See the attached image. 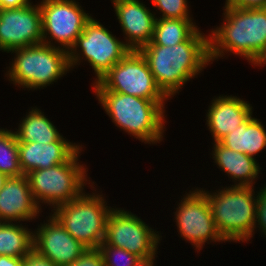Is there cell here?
I'll return each mask as SVG.
<instances>
[{"instance_id": "obj_1", "label": "cell", "mask_w": 266, "mask_h": 266, "mask_svg": "<svg viewBox=\"0 0 266 266\" xmlns=\"http://www.w3.org/2000/svg\"><path fill=\"white\" fill-rule=\"evenodd\" d=\"M139 51L157 86L169 99L179 95L184 84L197 78L211 64L209 34L205 35L200 27L180 44L160 46L150 42Z\"/></svg>"}, {"instance_id": "obj_2", "label": "cell", "mask_w": 266, "mask_h": 266, "mask_svg": "<svg viewBox=\"0 0 266 266\" xmlns=\"http://www.w3.org/2000/svg\"><path fill=\"white\" fill-rule=\"evenodd\" d=\"M222 17L221 25L209 31L211 64L231 53L250 64L266 45V7H223Z\"/></svg>"}, {"instance_id": "obj_3", "label": "cell", "mask_w": 266, "mask_h": 266, "mask_svg": "<svg viewBox=\"0 0 266 266\" xmlns=\"http://www.w3.org/2000/svg\"><path fill=\"white\" fill-rule=\"evenodd\" d=\"M114 125L145 144L157 145L166 131L165 102L112 91H93ZM166 117V118H165Z\"/></svg>"}, {"instance_id": "obj_4", "label": "cell", "mask_w": 266, "mask_h": 266, "mask_svg": "<svg viewBox=\"0 0 266 266\" xmlns=\"http://www.w3.org/2000/svg\"><path fill=\"white\" fill-rule=\"evenodd\" d=\"M208 198L218 233L226 242L248 243L255 234L258 196L254 187L199 188Z\"/></svg>"}, {"instance_id": "obj_5", "label": "cell", "mask_w": 266, "mask_h": 266, "mask_svg": "<svg viewBox=\"0 0 266 266\" xmlns=\"http://www.w3.org/2000/svg\"><path fill=\"white\" fill-rule=\"evenodd\" d=\"M8 53L14 58L5 76L23 90L44 89L71 71L68 51L44 43L13 49Z\"/></svg>"}, {"instance_id": "obj_6", "label": "cell", "mask_w": 266, "mask_h": 266, "mask_svg": "<svg viewBox=\"0 0 266 266\" xmlns=\"http://www.w3.org/2000/svg\"><path fill=\"white\" fill-rule=\"evenodd\" d=\"M83 148L82 145L64 163L26 174L33 199L41 210L42 204L54 209L76 199L86 191L87 184L89 187L94 183L89 179L87 166L79 160Z\"/></svg>"}, {"instance_id": "obj_7", "label": "cell", "mask_w": 266, "mask_h": 266, "mask_svg": "<svg viewBox=\"0 0 266 266\" xmlns=\"http://www.w3.org/2000/svg\"><path fill=\"white\" fill-rule=\"evenodd\" d=\"M95 183L89 186L92 193L84 191L76 199L57 206L49 213L87 248H99L105 237L108 215L113 209V206H108L110 204H107L102 191H96Z\"/></svg>"}, {"instance_id": "obj_8", "label": "cell", "mask_w": 266, "mask_h": 266, "mask_svg": "<svg viewBox=\"0 0 266 266\" xmlns=\"http://www.w3.org/2000/svg\"><path fill=\"white\" fill-rule=\"evenodd\" d=\"M129 52L124 40L114 36L92 16L68 52L70 69L72 71L83 61L89 63L95 74L93 83H96Z\"/></svg>"}, {"instance_id": "obj_9", "label": "cell", "mask_w": 266, "mask_h": 266, "mask_svg": "<svg viewBox=\"0 0 266 266\" xmlns=\"http://www.w3.org/2000/svg\"><path fill=\"white\" fill-rule=\"evenodd\" d=\"M91 84L93 91H112L155 102L170 100L157 86L145 57L136 50H130L98 82Z\"/></svg>"}, {"instance_id": "obj_10", "label": "cell", "mask_w": 266, "mask_h": 266, "mask_svg": "<svg viewBox=\"0 0 266 266\" xmlns=\"http://www.w3.org/2000/svg\"><path fill=\"white\" fill-rule=\"evenodd\" d=\"M161 232L147 225L131 211L113 208L108 215L102 243L127 250L141 260L156 261Z\"/></svg>"}, {"instance_id": "obj_11", "label": "cell", "mask_w": 266, "mask_h": 266, "mask_svg": "<svg viewBox=\"0 0 266 266\" xmlns=\"http://www.w3.org/2000/svg\"><path fill=\"white\" fill-rule=\"evenodd\" d=\"M38 4L42 15V43L69 52L92 14L86 13L76 0H41Z\"/></svg>"}, {"instance_id": "obj_12", "label": "cell", "mask_w": 266, "mask_h": 266, "mask_svg": "<svg viewBox=\"0 0 266 266\" xmlns=\"http://www.w3.org/2000/svg\"><path fill=\"white\" fill-rule=\"evenodd\" d=\"M173 212L180 238L190 243L199 253L205 243H225L218 233L207 196L197 188L183 194Z\"/></svg>"}, {"instance_id": "obj_13", "label": "cell", "mask_w": 266, "mask_h": 266, "mask_svg": "<svg viewBox=\"0 0 266 266\" xmlns=\"http://www.w3.org/2000/svg\"><path fill=\"white\" fill-rule=\"evenodd\" d=\"M42 15L38 4L32 1L23 7L0 9V51L41 44Z\"/></svg>"}, {"instance_id": "obj_14", "label": "cell", "mask_w": 266, "mask_h": 266, "mask_svg": "<svg viewBox=\"0 0 266 266\" xmlns=\"http://www.w3.org/2000/svg\"><path fill=\"white\" fill-rule=\"evenodd\" d=\"M46 221V222H45ZM33 231V249L57 266H67L87 249L50 214Z\"/></svg>"}, {"instance_id": "obj_15", "label": "cell", "mask_w": 266, "mask_h": 266, "mask_svg": "<svg viewBox=\"0 0 266 266\" xmlns=\"http://www.w3.org/2000/svg\"><path fill=\"white\" fill-rule=\"evenodd\" d=\"M110 1L121 26L126 46L130 50L139 51L150 43L158 12L150 10L141 0Z\"/></svg>"}, {"instance_id": "obj_16", "label": "cell", "mask_w": 266, "mask_h": 266, "mask_svg": "<svg viewBox=\"0 0 266 266\" xmlns=\"http://www.w3.org/2000/svg\"><path fill=\"white\" fill-rule=\"evenodd\" d=\"M43 211L33 199L26 175L9 177L0 190V222H32Z\"/></svg>"}, {"instance_id": "obj_17", "label": "cell", "mask_w": 266, "mask_h": 266, "mask_svg": "<svg viewBox=\"0 0 266 266\" xmlns=\"http://www.w3.org/2000/svg\"><path fill=\"white\" fill-rule=\"evenodd\" d=\"M248 101L232 95L214 96L206 111V124L213 143L219 142L228 133L243 124L252 114Z\"/></svg>"}, {"instance_id": "obj_18", "label": "cell", "mask_w": 266, "mask_h": 266, "mask_svg": "<svg viewBox=\"0 0 266 266\" xmlns=\"http://www.w3.org/2000/svg\"><path fill=\"white\" fill-rule=\"evenodd\" d=\"M62 135L52 143L18 142L19 164L24 175L66 162L80 147Z\"/></svg>"}, {"instance_id": "obj_19", "label": "cell", "mask_w": 266, "mask_h": 266, "mask_svg": "<svg viewBox=\"0 0 266 266\" xmlns=\"http://www.w3.org/2000/svg\"><path fill=\"white\" fill-rule=\"evenodd\" d=\"M212 159L216 167L232 179V186L255 187L262 167L257 159L236 152L222 145L220 142L212 143Z\"/></svg>"}, {"instance_id": "obj_20", "label": "cell", "mask_w": 266, "mask_h": 266, "mask_svg": "<svg viewBox=\"0 0 266 266\" xmlns=\"http://www.w3.org/2000/svg\"><path fill=\"white\" fill-rule=\"evenodd\" d=\"M252 116L254 115L252 114L219 142L231 150L256 159L258 154L266 149V127L260 119Z\"/></svg>"}, {"instance_id": "obj_21", "label": "cell", "mask_w": 266, "mask_h": 266, "mask_svg": "<svg viewBox=\"0 0 266 266\" xmlns=\"http://www.w3.org/2000/svg\"><path fill=\"white\" fill-rule=\"evenodd\" d=\"M18 124V129L13 132L18 142L52 143L57 141L62 134L54 123L47 118L44 112L38 107H30Z\"/></svg>"}, {"instance_id": "obj_22", "label": "cell", "mask_w": 266, "mask_h": 266, "mask_svg": "<svg viewBox=\"0 0 266 266\" xmlns=\"http://www.w3.org/2000/svg\"><path fill=\"white\" fill-rule=\"evenodd\" d=\"M22 224L0 222V256L24 258L33 249V230Z\"/></svg>"}, {"instance_id": "obj_23", "label": "cell", "mask_w": 266, "mask_h": 266, "mask_svg": "<svg viewBox=\"0 0 266 266\" xmlns=\"http://www.w3.org/2000/svg\"><path fill=\"white\" fill-rule=\"evenodd\" d=\"M199 27L194 19L156 18L152 43L173 46L186 41Z\"/></svg>"}, {"instance_id": "obj_24", "label": "cell", "mask_w": 266, "mask_h": 266, "mask_svg": "<svg viewBox=\"0 0 266 266\" xmlns=\"http://www.w3.org/2000/svg\"><path fill=\"white\" fill-rule=\"evenodd\" d=\"M0 172L9 177L23 174L19 164V149L16 135L11 129L0 128Z\"/></svg>"}, {"instance_id": "obj_25", "label": "cell", "mask_w": 266, "mask_h": 266, "mask_svg": "<svg viewBox=\"0 0 266 266\" xmlns=\"http://www.w3.org/2000/svg\"><path fill=\"white\" fill-rule=\"evenodd\" d=\"M153 8L157 9L164 19H193L188 0H151Z\"/></svg>"}, {"instance_id": "obj_26", "label": "cell", "mask_w": 266, "mask_h": 266, "mask_svg": "<svg viewBox=\"0 0 266 266\" xmlns=\"http://www.w3.org/2000/svg\"><path fill=\"white\" fill-rule=\"evenodd\" d=\"M98 249L102 253L105 266H135L141 261L135 254L107 243H101Z\"/></svg>"}, {"instance_id": "obj_27", "label": "cell", "mask_w": 266, "mask_h": 266, "mask_svg": "<svg viewBox=\"0 0 266 266\" xmlns=\"http://www.w3.org/2000/svg\"><path fill=\"white\" fill-rule=\"evenodd\" d=\"M256 192L258 196V204H257L255 231L260 230L261 237L262 235L266 237V183L263 184V187L261 188L259 187V191Z\"/></svg>"}, {"instance_id": "obj_28", "label": "cell", "mask_w": 266, "mask_h": 266, "mask_svg": "<svg viewBox=\"0 0 266 266\" xmlns=\"http://www.w3.org/2000/svg\"><path fill=\"white\" fill-rule=\"evenodd\" d=\"M67 266H105L104 258L98 248H87L74 262Z\"/></svg>"}, {"instance_id": "obj_29", "label": "cell", "mask_w": 266, "mask_h": 266, "mask_svg": "<svg viewBox=\"0 0 266 266\" xmlns=\"http://www.w3.org/2000/svg\"><path fill=\"white\" fill-rule=\"evenodd\" d=\"M23 266H57L47 257L40 255L35 249H32L24 258Z\"/></svg>"}, {"instance_id": "obj_30", "label": "cell", "mask_w": 266, "mask_h": 266, "mask_svg": "<svg viewBox=\"0 0 266 266\" xmlns=\"http://www.w3.org/2000/svg\"><path fill=\"white\" fill-rule=\"evenodd\" d=\"M224 7H233V8L266 7V0H225Z\"/></svg>"}, {"instance_id": "obj_31", "label": "cell", "mask_w": 266, "mask_h": 266, "mask_svg": "<svg viewBox=\"0 0 266 266\" xmlns=\"http://www.w3.org/2000/svg\"><path fill=\"white\" fill-rule=\"evenodd\" d=\"M30 2L31 0H0V9L20 8Z\"/></svg>"}, {"instance_id": "obj_32", "label": "cell", "mask_w": 266, "mask_h": 266, "mask_svg": "<svg viewBox=\"0 0 266 266\" xmlns=\"http://www.w3.org/2000/svg\"><path fill=\"white\" fill-rule=\"evenodd\" d=\"M0 266H23V258L1 255Z\"/></svg>"}, {"instance_id": "obj_33", "label": "cell", "mask_w": 266, "mask_h": 266, "mask_svg": "<svg viewBox=\"0 0 266 266\" xmlns=\"http://www.w3.org/2000/svg\"><path fill=\"white\" fill-rule=\"evenodd\" d=\"M250 63V65H254V68L266 65V45L257 53Z\"/></svg>"}, {"instance_id": "obj_34", "label": "cell", "mask_w": 266, "mask_h": 266, "mask_svg": "<svg viewBox=\"0 0 266 266\" xmlns=\"http://www.w3.org/2000/svg\"><path fill=\"white\" fill-rule=\"evenodd\" d=\"M156 261L151 260H141L137 265L135 266H156Z\"/></svg>"}, {"instance_id": "obj_35", "label": "cell", "mask_w": 266, "mask_h": 266, "mask_svg": "<svg viewBox=\"0 0 266 266\" xmlns=\"http://www.w3.org/2000/svg\"><path fill=\"white\" fill-rule=\"evenodd\" d=\"M8 179V177L0 172V190L3 188L5 181Z\"/></svg>"}]
</instances>
